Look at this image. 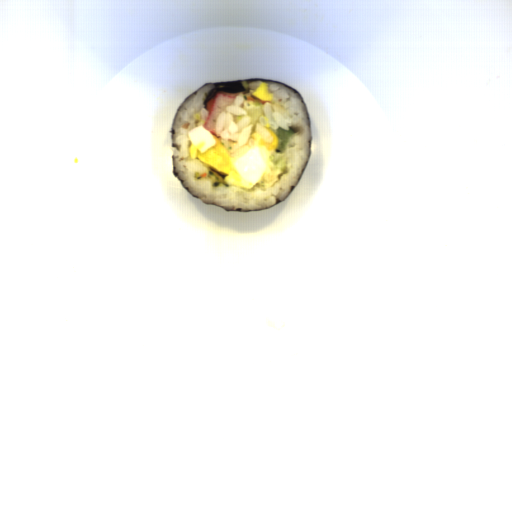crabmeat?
<instances>
[{
  "label": "crabmeat",
  "mask_w": 512,
  "mask_h": 512,
  "mask_svg": "<svg viewBox=\"0 0 512 512\" xmlns=\"http://www.w3.org/2000/svg\"><path fill=\"white\" fill-rule=\"evenodd\" d=\"M239 94L240 93H229L221 90L217 91L212 100L206 121L202 127L210 134L216 135V121L219 114L224 112L227 105H230L232 102H234Z\"/></svg>",
  "instance_id": "obj_1"
}]
</instances>
